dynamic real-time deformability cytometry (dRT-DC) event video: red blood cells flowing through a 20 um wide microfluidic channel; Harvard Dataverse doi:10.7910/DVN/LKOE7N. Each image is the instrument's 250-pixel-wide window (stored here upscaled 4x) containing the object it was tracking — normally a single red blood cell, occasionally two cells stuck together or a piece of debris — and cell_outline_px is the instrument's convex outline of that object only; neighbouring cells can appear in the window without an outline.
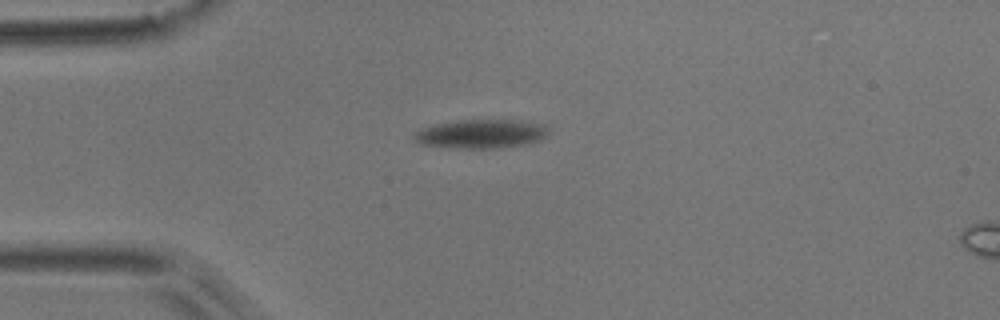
{"species": "common noctule bat (a hibernating species)", "species_latin": "Nyctalus noctula", "temperature_condition": "room temperature", "stored_images_in_passage": 2, "camera_frame_rate_fps": 3000, "um_per_image_px": 0.085, "animal": {"sex": "male", "body_mass_g": 17.9}, "frame": {"image": 1, "passage_image": 1, "time_ms": 0.0, "image_size_px": [1000, 320], "cell_outline_px": [[548, 136], [540, 140], [528, 144], [500, 148], [460, 148], [420, 144], [412, 136], [416, 132], [432, 124], [460, 120], [520, 120], [548, 124]], "centroid_in_image_um": [40.98, 11.37], "position_along_channel_um": 44.0, "area_um2": 22.83}}